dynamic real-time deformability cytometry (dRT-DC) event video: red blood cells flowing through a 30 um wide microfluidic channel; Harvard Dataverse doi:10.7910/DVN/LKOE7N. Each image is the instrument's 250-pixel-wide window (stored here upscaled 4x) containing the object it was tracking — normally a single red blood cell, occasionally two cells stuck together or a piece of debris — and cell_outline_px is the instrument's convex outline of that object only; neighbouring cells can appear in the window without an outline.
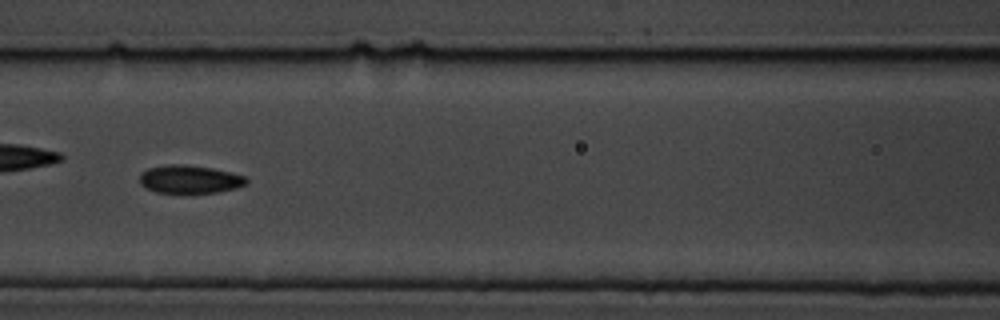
{"species": "common noctule bat (a hibernating species)", "species_latin": "Nyctalus noctula", "temperature_condition": "cold", "stored_images_in_passage": 8, "camera_frame_rate_fps": 3000, "um_per_image_px": 0.085, "animal": {"sex": "male", "body_mass_g": 19.5, "forearm_length_mm": 54.6}, "frame": {"image": 1, "passage_image": 8, "time_ms": 8.0, "image_size_px": [1000, 320], "cell_outline_px": [[248, 184], [236, 188], [216, 192], [156, 192], [140, 184], [140, 172], [148, 168], [168, 164], [184, 164], [212, 168], [244, 176], [248, 180]], "centroid_in_image_um": [16.11, 15.22], "position_along_channel_um": 150.5, "area_um2": 17.28}}